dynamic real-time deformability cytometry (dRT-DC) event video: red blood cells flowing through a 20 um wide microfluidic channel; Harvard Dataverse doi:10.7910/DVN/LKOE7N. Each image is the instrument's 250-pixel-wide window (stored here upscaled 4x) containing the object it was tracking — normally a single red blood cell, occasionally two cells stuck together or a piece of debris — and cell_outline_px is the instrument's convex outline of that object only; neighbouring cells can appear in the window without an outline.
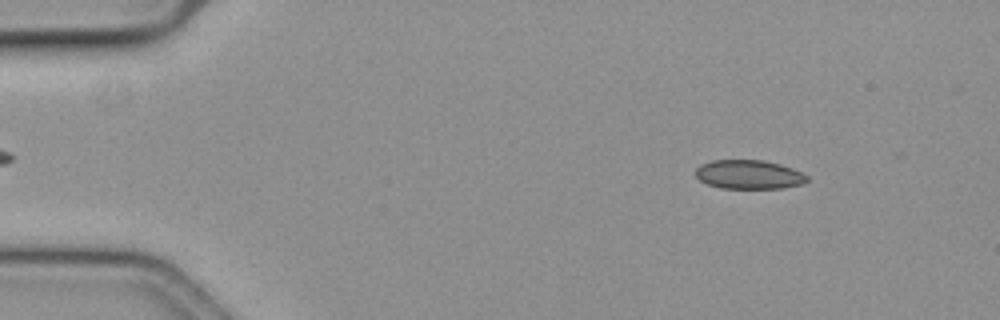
{"species": "common noctule bat (a hibernating species)", "species_latin": "Nyctalus noctula", "temperature_condition": "cold", "stored_images_in_passage": 58, "camera_frame_rate_fps": 3000, "um_per_image_px": 0.085, "animal": {"sex": "female", "body_mass_g": 19.3, "forearm_length_mm": 54.1}, "frame": {"image": 1, "passage_image": 7, "time_ms": 2.0, "image_size_px": [1000, 320], "cell_outline_px": [[808, 180], [800, 184], [780, 188], [720, 188], [708, 184], [700, 180], [696, 176], [696, 168], [700, 164], [712, 160], [764, 160], [780, 164], [792, 168], [808, 176]], "centroid_in_image_um": [63.63, 14.82], "position_along_channel_um": 21.4, "area_um2": 18.73}}
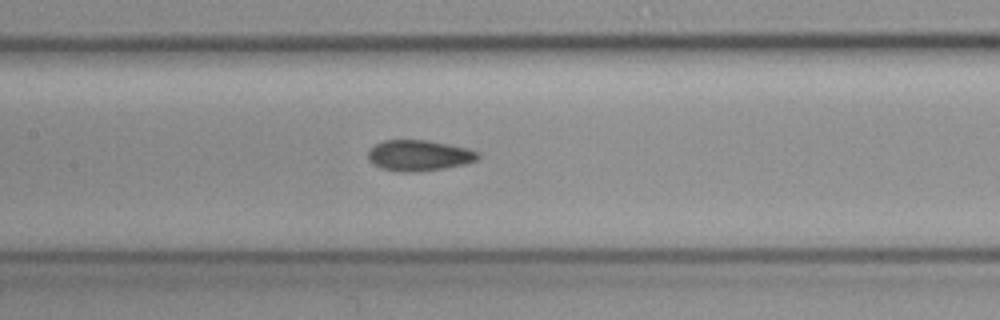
{"frame": {"image": 2, "passage_image": 27, "time_ms": 8.667, "image_size_px": [1000, 320], "cell_outline_px": [[480, 156], [476, 160], [464, 164], [444, 168], [412, 172], [400, 172], [380, 168], [372, 164], [368, 160], [368, 152], [376, 144], [384, 140], [428, 140], [468, 148], [480, 152]], "centroid_in_image_um": [35.61, 13.21], "position_along_channel_um": 171.8, "area_um2": 19.77}}
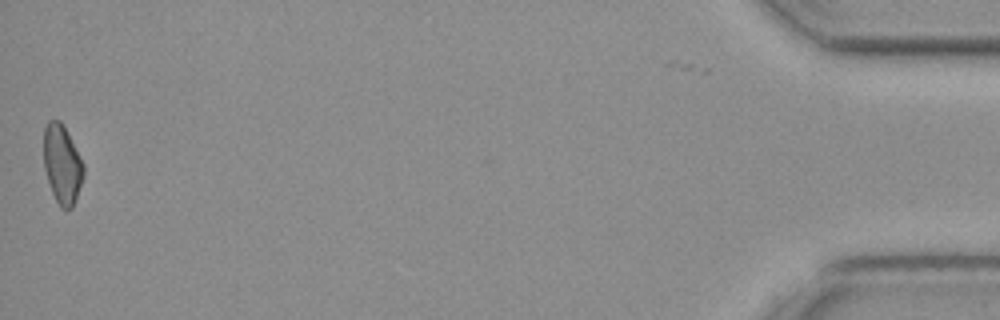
{"frame": {"image": 3, "passage_image": 57, "time_ms": 18.667, "image_size_px": [1000, 320], "cell_outline_px": [[84, 176], [72, 208], [60, 208], [52, 192], [44, 168], [44, 128], [48, 120], [60, 120], [84, 164]], "centroid_in_image_um": [5.28, 13.97], "position_along_channel_um": 429.9, "area_um2": 18.03}, "authors_computed_cell_mechanics": {"area_um2": 19.1896, "velocity_mm_per_s": 3.5896, "shape_relaxation_time_tau1_ms": null, "shape_relaxation_time_tau2_ms": 4.3323, "deformation_change_tau1": null, "deformation_change_tau2": 0.0703}}